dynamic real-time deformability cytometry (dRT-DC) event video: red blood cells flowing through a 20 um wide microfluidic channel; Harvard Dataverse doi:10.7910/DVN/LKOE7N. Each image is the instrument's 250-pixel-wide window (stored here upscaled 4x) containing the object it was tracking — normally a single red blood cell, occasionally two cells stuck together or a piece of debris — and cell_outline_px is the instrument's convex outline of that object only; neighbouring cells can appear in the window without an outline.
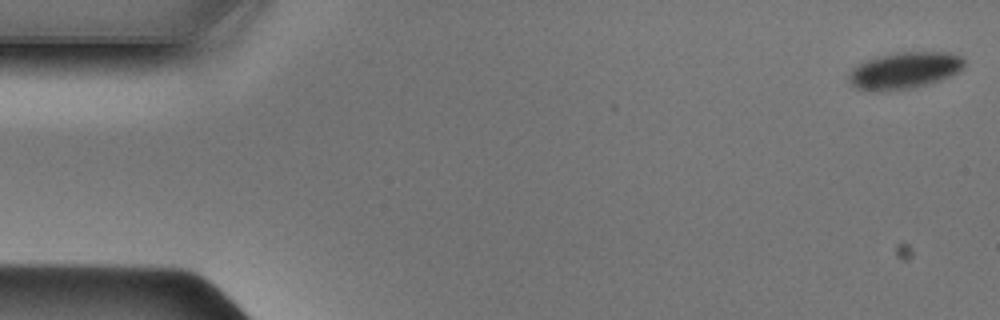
{"species": "Egyptian fruit bat (a non-hibernating species)", "species_latin": "Rousettus aegyptiacus", "temperature_condition": "cold", "stored_images_in_passage": 49, "camera_frame_rate_fps": 3000, "um_per_image_px": 0.085, "animal": {"sex": "male"}, "frame": {"image": 1, "passage_image": 1, "time_ms": 0.0, "image_size_px": [1000, 320], "cell_outline_px": [[964, 68], [940, 80], [908, 88], [872, 92], [856, 88], [848, 80], [848, 72], [852, 68], [868, 60], [880, 56], [900, 52], [948, 52], [960, 56], [964, 60]], "centroid_in_image_um": [76.85, 5.99], "position_along_channel_um": 8.2, "area_um2": 24.28}}
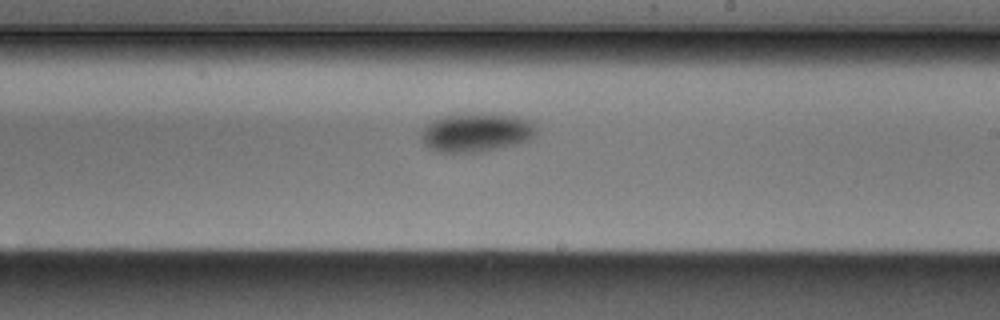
{"frame": {"image": 2, "passage_image": 28, "time_ms": 9.0, "image_size_px": [1000, 320], "cell_outline_px": [[536, 132], [528, 140], [520, 144], [484, 152], [436, 152], [428, 148], [420, 140], [420, 136], [424, 128], [432, 120], [448, 112], [480, 112], [516, 116], [532, 120], [536, 128]], "centroid_in_image_um": [40.45, 11.23], "position_along_channel_um": 248.5, "area_um2": 27.11}}
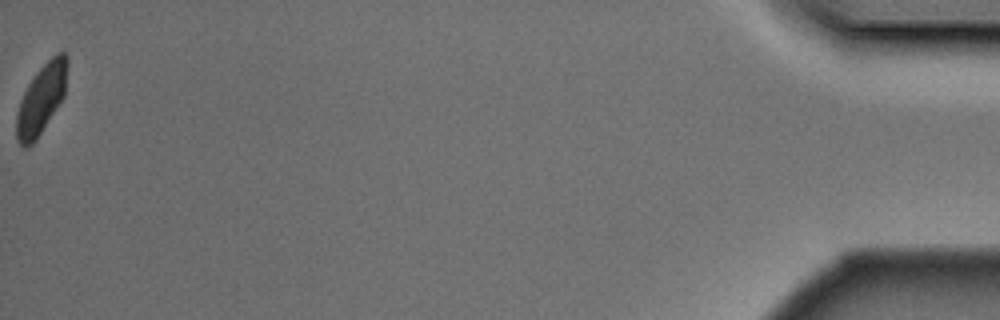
{"frame": {"image": 3, "passage_image": 49, "time_ms": 16.0, "image_size_px": [1000, 320], "cell_outline_px": [[68, 64], [64, 96], [36, 140], [28, 148], [24, 148], [16, 140], [16, 116], [20, 100], [28, 84], [40, 68], [56, 52], [64, 52], [68, 56]], "centroid_in_image_um": [3.51, 8.42], "position_along_channel_um": 431.7, "area_um2": 20.58}}